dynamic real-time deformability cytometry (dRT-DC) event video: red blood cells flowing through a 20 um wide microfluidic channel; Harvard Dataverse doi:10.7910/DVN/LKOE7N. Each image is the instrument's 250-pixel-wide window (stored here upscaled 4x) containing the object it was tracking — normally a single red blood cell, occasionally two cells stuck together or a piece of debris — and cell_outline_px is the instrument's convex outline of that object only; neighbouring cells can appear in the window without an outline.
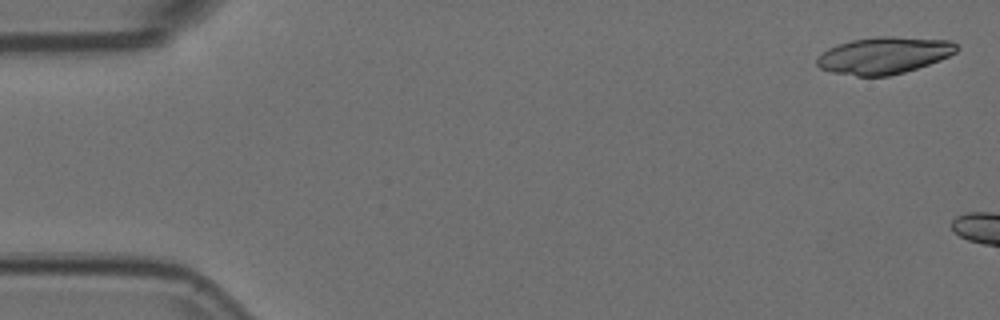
{"species": "Egyptian fruit bat (a non-hibernating species)", "species_latin": "Rousettus aegyptiacus", "temperature_condition": "room temperature", "stored_images_in_passage": 5, "camera_frame_rate_fps": 3000, "um_per_image_px": 0.085, "animal": {"sex": "female"}, "frame": {"image": 1, "passage_image": 1, "time_ms": 0.0, "image_size_px": [1000, 320], "cell_outline_px": [[956, 52], [940, 60], [904, 72], [888, 76], [856, 76], [832, 72], [820, 68], [816, 64], [816, 60], [828, 48], [852, 40], [876, 36], [892, 36], [952, 40], [956, 44]], "centroid_in_image_um": [75.14, 4.7], "position_along_channel_um": 9.9, "area_um2": 29.82}}